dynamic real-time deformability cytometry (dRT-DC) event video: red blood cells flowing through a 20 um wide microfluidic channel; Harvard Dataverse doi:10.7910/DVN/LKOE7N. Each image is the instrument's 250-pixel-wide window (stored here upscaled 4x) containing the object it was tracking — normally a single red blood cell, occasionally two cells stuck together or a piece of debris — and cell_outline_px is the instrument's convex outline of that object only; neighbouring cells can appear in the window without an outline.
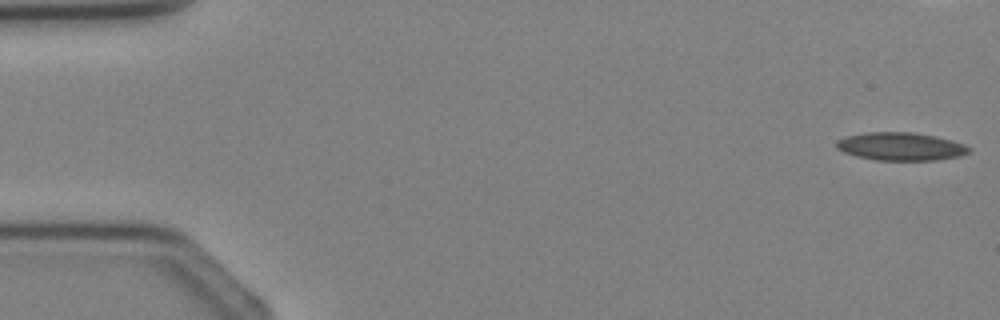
{"species": "Egyptian fruit bat (a non-hibernating species)", "species_latin": "Rousettus aegyptiacus", "temperature_condition": "cold", "stored_images_in_passage": 4, "camera_frame_rate_fps": 3000, "um_per_image_px": 0.085, "animal": {"sex": "female"}, "frame": {"image": 1, "passage_image": 1, "time_ms": 0.0, "image_size_px": [1000, 320], "cell_outline_px": [[972, 148], [968, 152], [960, 156], [936, 160], [876, 160], [856, 156], [844, 152], [836, 148], [836, 140], [844, 136], [868, 132], [912, 132], [936, 136], [964, 144]], "centroid_in_image_um": [76.54, 12.44], "position_along_channel_um": 8.5, "area_um2": 21.68}}